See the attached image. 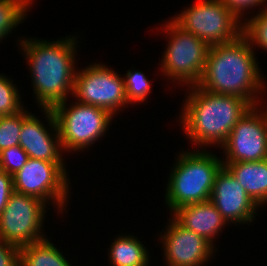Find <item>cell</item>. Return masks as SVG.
<instances>
[{"label": "cell", "instance_id": "cell-1", "mask_svg": "<svg viewBox=\"0 0 267 266\" xmlns=\"http://www.w3.org/2000/svg\"><path fill=\"white\" fill-rule=\"evenodd\" d=\"M258 64L253 47L241 34L231 42L210 46L197 86L210 93L237 96L257 106L258 95L266 88Z\"/></svg>", "mask_w": 267, "mask_h": 266}, {"label": "cell", "instance_id": "cell-2", "mask_svg": "<svg viewBox=\"0 0 267 266\" xmlns=\"http://www.w3.org/2000/svg\"><path fill=\"white\" fill-rule=\"evenodd\" d=\"M57 41L20 39L19 46L29 64L34 96L41 108H53L74 92L76 37Z\"/></svg>", "mask_w": 267, "mask_h": 266}, {"label": "cell", "instance_id": "cell-3", "mask_svg": "<svg viewBox=\"0 0 267 266\" xmlns=\"http://www.w3.org/2000/svg\"><path fill=\"white\" fill-rule=\"evenodd\" d=\"M188 88L187 99L180 115L187 138L197 147H221L238 120L252 105L243 98L210 93L197 85Z\"/></svg>", "mask_w": 267, "mask_h": 266}, {"label": "cell", "instance_id": "cell-4", "mask_svg": "<svg viewBox=\"0 0 267 266\" xmlns=\"http://www.w3.org/2000/svg\"><path fill=\"white\" fill-rule=\"evenodd\" d=\"M194 151V152H193ZM180 152L167 181L165 200L169 209L210 200L217 173L223 162L204 150Z\"/></svg>", "mask_w": 267, "mask_h": 266}, {"label": "cell", "instance_id": "cell-5", "mask_svg": "<svg viewBox=\"0 0 267 266\" xmlns=\"http://www.w3.org/2000/svg\"><path fill=\"white\" fill-rule=\"evenodd\" d=\"M163 25L169 43L161 61V71L180 85L196 86L205 68L210 46L192 33L183 31L172 20Z\"/></svg>", "mask_w": 267, "mask_h": 266}, {"label": "cell", "instance_id": "cell-6", "mask_svg": "<svg viewBox=\"0 0 267 266\" xmlns=\"http://www.w3.org/2000/svg\"><path fill=\"white\" fill-rule=\"evenodd\" d=\"M66 103L67 100L62 101L52 108L64 152H78L94 144L105 135L115 117L107 110L77 100L68 108Z\"/></svg>", "mask_w": 267, "mask_h": 266}, {"label": "cell", "instance_id": "cell-7", "mask_svg": "<svg viewBox=\"0 0 267 266\" xmlns=\"http://www.w3.org/2000/svg\"><path fill=\"white\" fill-rule=\"evenodd\" d=\"M171 20L209 46L231 42L242 34L243 22L221 0H198Z\"/></svg>", "mask_w": 267, "mask_h": 266}, {"label": "cell", "instance_id": "cell-8", "mask_svg": "<svg viewBox=\"0 0 267 266\" xmlns=\"http://www.w3.org/2000/svg\"><path fill=\"white\" fill-rule=\"evenodd\" d=\"M46 206L44 201L14 190L0 215V239L21 248L46 238L41 232Z\"/></svg>", "mask_w": 267, "mask_h": 266}, {"label": "cell", "instance_id": "cell-9", "mask_svg": "<svg viewBox=\"0 0 267 266\" xmlns=\"http://www.w3.org/2000/svg\"><path fill=\"white\" fill-rule=\"evenodd\" d=\"M64 162H48L29 158L25 165L13 175L14 190L36 197L47 205L50 200L58 211L67 205L70 180ZM64 207V209H63Z\"/></svg>", "mask_w": 267, "mask_h": 266}, {"label": "cell", "instance_id": "cell-10", "mask_svg": "<svg viewBox=\"0 0 267 266\" xmlns=\"http://www.w3.org/2000/svg\"><path fill=\"white\" fill-rule=\"evenodd\" d=\"M77 69L73 97L80 103L107 110L111 115L128 106L124 78L103 64Z\"/></svg>", "mask_w": 267, "mask_h": 266}, {"label": "cell", "instance_id": "cell-11", "mask_svg": "<svg viewBox=\"0 0 267 266\" xmlns=\"http://www.w3.org/2000/svg\"><path fill=\"white\" fill-rule=\"evenodd\" d=\"M258 106H252L238 120L222 145L226 156L223 163L267 159V108L262 113Z\"/></svg>", "mask_w": 267, "mask_h": 266}, {"label": "cell", "instance_id": "cell-12", "mask_svg": "<svg viewBox=\"0 0 267 266\" xmlns=\"http://www.w3.org/2000/svg\"><path fill=\"white\" fill-rule=\"evenodd\" d=\"M24 109H22V127L19 137L21 148L28 154L29 158L48 162H63L64 158H62L63 154L61 153L64 151H62L63 148L52 108H42L51 133L49 129L47 130L44 127L45 124L38 117Z\"/></svg>", "mask_w": 267, "mask_h": 266}, {"label": "cell", "instance_id": "cell-13", "mask_svg": "<svg viewBox=\"0 0 267 266\" xmlns=\"http://www.w3.org/2000/svg\"><path fill=\"white\" fill-rule=\"evenodd\" d=\"M171 219L160 235L167 266H202L208 262L215 252L214 246Z\"/></svg>", "mask_w": 267, "mask_h": 266}, {"label": "cell", "instance_id": "cell-14", "mask_svg": "<svg viewBox=\"0 0 267 266\" xmlns=\"http://www.w3.org/2000/svg\"><path fill=\"white\" fill-rule=\"evenodd\" d=\"M210 201L228 223L251 224L259 207L223 166L217 173Z\"/></svg>", "mask_w": 267, "mask_h": 266}, {"label": "cell", "instance_id": "cell-15", "mask_svg": "<svg viewBox=\"0 0 267 266\" xmlns=\"http://www.w3.org/2000/svg\"><path fill=\"white\" fill-rule=\"evenodd\" d=\"M171 214L179 225L204 237L213 246L215 236L228 224L210 200L184 205Z\"/></svg>", "mask_w": 267, "mask_h": 266}, {"label": "cell", "instance_id": "cell-16", "mask_svg": "<svg viewBox=\"0 0 267 266\" xmlns=\"http://www.w3.org/2000/svg\"><path fill=\"white\" fill-rule=\"evenodd\" d=\"M223 166L259 207L267 204V159L223 163Z\"/></svg>", "mask_w": 267, "mask_h": 266}, {"label": "cell", "instance_id": "cell-17", "mask_svg": "<svg viewBox=\"0 0 267 266\" xmlns=\"http://www.w3.org/2000/svg\"><path fill=\"white\" fill-rule=\"evenodd\" d=\"M138 238L119 235L109 249V261L112 266H148L149 254Z\"/></svg>", "mask_w": 267, "mask_h": 266}, {"label": "cell", "instance_id": "cell-18", "mask_svg": "<svg viewBox=\"0 0 267 266\" xmlns=\"http://www.w3.org/2000/svg\"><path fill=\"white\" fill-rule=\"evenodd\" d=\"M19 266H72L48 238L19 248Z\"/></svg>", "mask_w": 267, "mask_h": 266}, {"label": "cell", "instance_id": "cell-19", "mask_svg": "<svg viewBox=\"0 0 267 266\" xmlns=\"http://www.w3.org/2000/svg\"><path fill=\"white\" fill-rule=\"evenodd\" d=\"M33 0H0V41L26 19Z\"/></svg>", "mask_w": 267, "mask_h": 266}, {"label": "cell", "instance_id": "cell-20", "mask_svg": "<svg viewBox=\"0 0 267 266\" xmlns=\"http://www.w3.org/2000/svg\"><path fill=\"white\" fill-rule=\"evenodd\" d=\"M246 21L243 22L242 34L248 39L252 47L257 45V47L267 51V6Z\"/></svg>", "mask_w": 267, "mask_h": 266}, {"label": "cell", "instance_id": "cell-21", "mask_svg": "<svg viewBox=\"0 0 267 266\" xmlns=\"http://www.w3.org/2000/svg\"><path fill=\"white\" fill-rule=\"evenodd\" d=\"M124 76L125 94L128 103L143 102L151 91V83L141 71L128 70Z\"/></svg>", "mask_w": 267, "mask_h": 266}, {"label": "cell", "instance_id": "cell-22", "mask_svg": "<svg viewBox=\"0 0 267 266\" xmlns=\"http://www.w3.org/2000/svg\"><path fill=\"white\" fill-rule=\"evenodd\" d=\"M18 91L8 77L0 74V116L14 115L24 108Z\"/></svg>", "mask_w": 267, "mask_h": 266}, {"label": "cell", "instance_id": "cell-23", "mask_svg": "<svg viewBox=\"0 0 267 266\" xmlns=\"http://www.w3.org/2000/svg\"><path fill=\"white\" fill-rule=\"evenodd\" d=\"M22 110L14 115L0 116V151L19 145Z\"/></svg>", "mask_w": 267, "mask_h": 266}, {"label": "cell", "instance_id": "cell-24", "mask_svg": "<svg viewBox=\"0 0 267 266\" xmlns=\"http://www.w3.org/2000/svg\"><path fill=\"white\" fill-rule=\"evenodd\" d=\"M28 154L20 145H15L0 151V170L15 175L28 161Z\"/></svg>", "mask_w": 267, "mask_h": 266}, {"label": "cell", "instance_id": "cell-25", "mask_svg": "<svg viewBox=\"0 0 267 266\" xmlns=\"http://www.w3.org/2000/svg\"><path fill=\"white\" fill-rule=\"evenodd\" d=\"M224 5L239 19L243 20L244 12H246L247 9L254 6H261L265 2L267 3V0H221ZM243 15V16H242Z\"/></svg>", "mask_w": 267, "mask_h": 266}, {"label": "cell", "instance_id": "cell-26", "mask_svg": "<svg viewBox=\"0 0 267 266\" xmlns=\"http://www.w3.org/2000/svg\"><path fill=\"white\" fill-rule=\"evenodd\" d=\"M19 264V248L0 239V266Z\"/></svg>", "mask_w": 267, "mask_h": 266}, {"label": "cell", "instance_id": "cell-27", "mask_svg": "<svg viewBox=\"0 0 267 266\" xmlns=\"http://www.w3.org/2000/svg\"><path fill=\"white\" fill-rule=\"evenodd\" d=\"M13 191V176L0 170V215Z\"/></svg>", "mask_w": 267, "mask_h": 266}]
</instances>
